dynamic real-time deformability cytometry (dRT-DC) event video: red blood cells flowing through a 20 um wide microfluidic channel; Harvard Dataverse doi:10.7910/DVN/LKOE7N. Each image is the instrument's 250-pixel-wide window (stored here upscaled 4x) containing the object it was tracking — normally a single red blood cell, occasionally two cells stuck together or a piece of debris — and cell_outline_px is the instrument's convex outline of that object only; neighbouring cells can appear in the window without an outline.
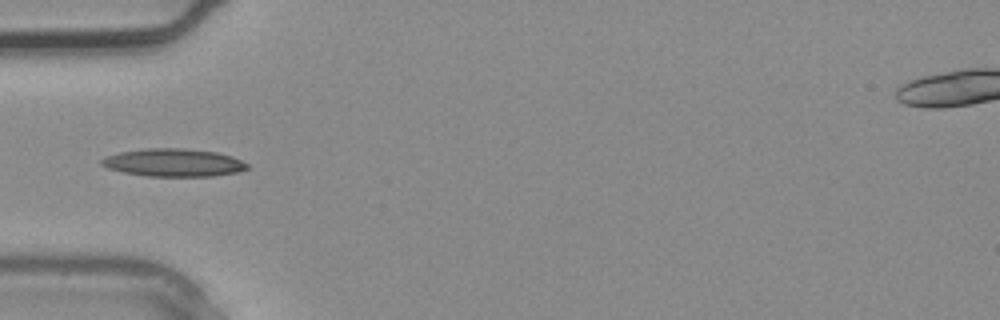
{"species": "common noctule bat (a hibernating species)", "species_latin": "Nyctalus noctula", "temperature_condition": "warm", "stored_images_in_passage": 3, "camera_frame_rate_fps": 3000, "um_per_image_px": 0.085, "animal": {"sex": "male", "body_mass_g": 20.4}, "frame": {"image": 1, "passage_image": 3, "time_ms": 0.667, "image_size_px": [1000, 320], "cell_outline_px": [[248, 168], [236, 172], [212, 176], [148, 176], [124, 172], [108, 168], [100, 164], [100, 160], [104, 156], [120, 152], [148, 148], [184, 148], [216, 152], [232, 156], [248, 164]], "centroid_in_image_um": [14.72, 13.81], "position_along_channel_um": 70.3, "area_um2": 23.52}}